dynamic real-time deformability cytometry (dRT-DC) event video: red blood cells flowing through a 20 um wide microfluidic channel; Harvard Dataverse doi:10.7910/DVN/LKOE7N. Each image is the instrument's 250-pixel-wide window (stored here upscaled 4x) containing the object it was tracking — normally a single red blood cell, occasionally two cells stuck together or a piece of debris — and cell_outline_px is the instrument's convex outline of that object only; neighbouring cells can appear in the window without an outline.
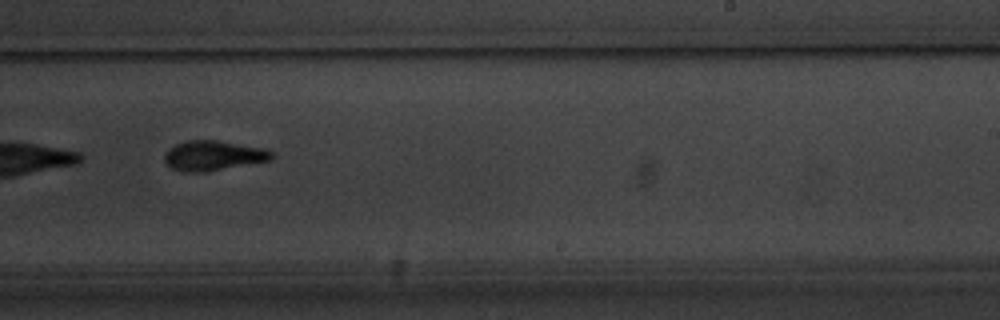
{"species": "common noctule bat (a hibernating species)", "species_latin": "Nyctalus noctula", "temperature_condition": "warm", "stored_images_in_passage": 12, "camera_frame_rate_fps": 3000, "um_per_image_px": 0.085, "animal": {"sex": "male", "body_mass_g": 20.1, "forearm_length_mm": 53.5}, "frame": {"image": 1, "passage_image": 7, "time_ms": 7.0, "image_size_px": [1000, 320], "cell_outline_px": [[276, 156], [272, 160], [204, 172], [184, 172], [172, 168], [164, 160], [164, 152], [168, 148], [176, 144], [188, 140], [216, 140], [264, 148], [276, 152]], "centroid_in_image_um": [18.16, 13.22], "position_along_channel_um": 270.8, "area_um2": 18.84}, "authors_computed_cell_mechanics": {"area_um2": 18.9584, "velocity_mm_per_s": 3.3926, "shape_relaxation_time_tau1_ms": 3.5895, "shape_relaxation_time_tau2_ms": 2.9266, "deformation_change_tau1": 0.1292, "deformation_change_tau2": 0.0747}}